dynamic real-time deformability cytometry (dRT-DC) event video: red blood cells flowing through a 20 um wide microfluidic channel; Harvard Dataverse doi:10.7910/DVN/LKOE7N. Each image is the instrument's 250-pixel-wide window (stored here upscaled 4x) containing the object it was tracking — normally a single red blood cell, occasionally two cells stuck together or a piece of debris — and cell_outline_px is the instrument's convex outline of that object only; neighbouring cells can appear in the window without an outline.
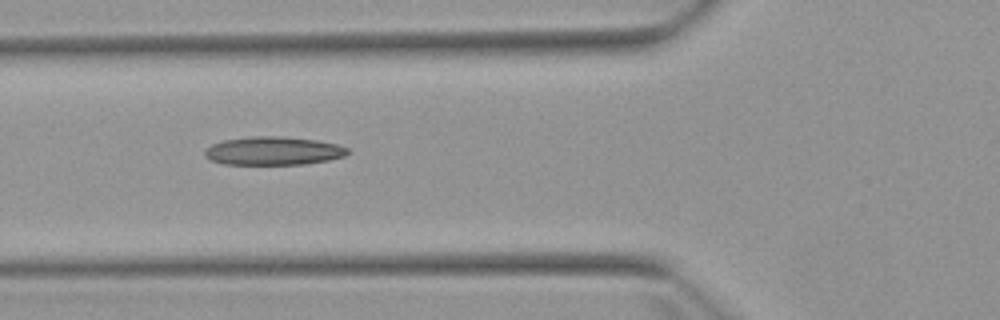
{"species": "Egyptian fruit bat (a non-hibernating species)", "species_latin": "Rousettus aegyptiacus", "temperature_condition": "warm", "stored_images_in_passage": 6, "camera_frame_rate_fps": 3000, "um_per_image_px": 0.085, "animal": {"sex": "female"}, "frame": {"image": 1, "passage_image": 5, "time_ms": 5.333, "image_size_px": [1000, 320], "cell_outline_px": [[348, 152], [344, 156], [328, 160], [304, 164], [224, 164], [212, 160], [204, 156], [204, 152], [212, 144], [224, 140], [252, 136], [280, 136], [316, 140], [336, 144], [348, 148]], "centroid_in_image_um": [23.22, 12.82], "position_along_channel_um": 102.6, "area_um2": 23.41}}
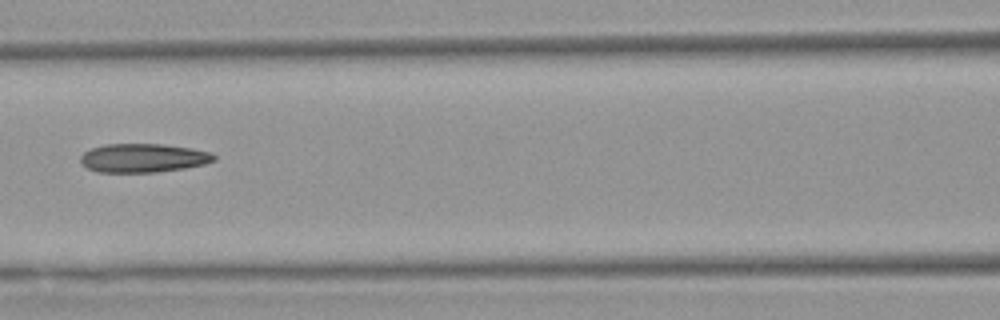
{"frame": {"image": 2, "passage_image": 6, "time_ms": 6.667, "image_size_px": [1000, 320], "cell_outline_px": [[216, 160], [204, 164], [184, 168], [156, 172], [96, 172], [80, 164], [80, 156], [84, 152], [92, 148], [104, 144], [164, 144], [192, 148], [208, 152], [216, 156]], "centroid_in_image_um": [12.14, 13.43], "position_along_channel_um": 154.5, "area_um2": 22.43}}